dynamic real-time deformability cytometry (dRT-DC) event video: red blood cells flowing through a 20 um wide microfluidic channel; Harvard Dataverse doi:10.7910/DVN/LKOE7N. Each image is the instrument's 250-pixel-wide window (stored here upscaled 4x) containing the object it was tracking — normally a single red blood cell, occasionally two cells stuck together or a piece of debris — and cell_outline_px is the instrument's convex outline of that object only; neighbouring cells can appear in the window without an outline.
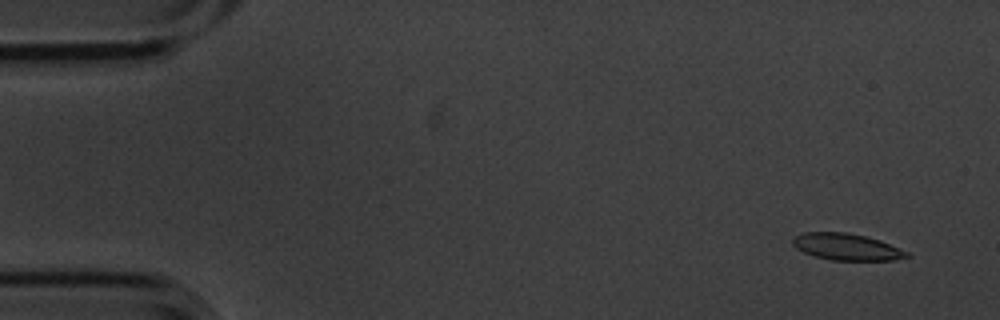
{"species": "common noctule bat (a hibernating species)", "species_latin": "Nyctalus noctula", "temperature_condition": "cold", "stored_images_in_passage": 6, "camera_frame_rate_fps": 3000, "um_per_image_px": 0.085, "animal": {"sex": "male", "body_mass_g": 20.1, "forearm_length_mm": 53.5}, "frame": {"image": 1, "passage_image": 1, "time_ms": 0.0, "image_size_px": [1000, 320], "cell_outline_px": [[912, 256], [892, 260], [832, 260], [816, 256], [804, 252], [796, 248], [792, 244], [792, 236], [804, 232], [848, 232], [880, 240], [908, 252]], "centroid_in_image_um": [71.94, 20.97], "position_along_channel_um": 13.1, "area_um2": 17.69}}
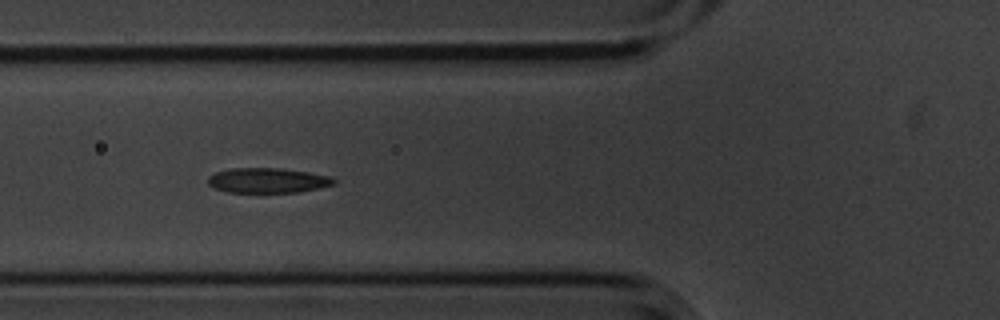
{"frame": {"image": 2, "passage_image": 6, "time_ms": 1.667, "image_size_px": [1000, 320], "cell_outline_px": [[336, 184], [300, 192], [228, 192], [216, 188], [208, 184], [208, 176], [216, 172], [232, 168], [280, 168], [308, 172], [328, 176], [336, 180]], "centroid_in_image_um": [22.76, 15.33], "position_along_channel_um": 103.0, "area_um2": 18.21}}